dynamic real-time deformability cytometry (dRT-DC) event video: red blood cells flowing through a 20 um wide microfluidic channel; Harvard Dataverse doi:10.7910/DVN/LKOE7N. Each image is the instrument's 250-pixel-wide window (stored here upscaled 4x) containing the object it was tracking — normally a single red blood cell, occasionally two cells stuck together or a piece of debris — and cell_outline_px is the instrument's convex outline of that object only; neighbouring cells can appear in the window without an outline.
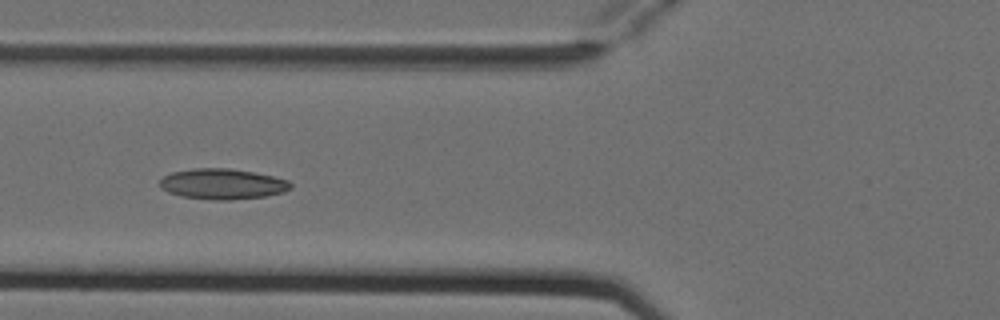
{"species": "Egyptian fruit bat (a non-hibernating species)", "species_latin": "Rousettus aegyptiacus", "temperature_condition": "cold", "stored_images_in_passage": 6, "camera_frame_rate_fps": 3000, "um_per_image_px": 0.085, "animal": {"sex": "female"}, "frame": {"image": 1, "passage_image": 4, "time_ms": 1.0, "image_size_px": [1000, 320], "cell_outline_px": [[292, 188], [284, 192], [264, 196], [232, 200], [212, 200], [180, 196], [168, 192], [160, 188], [160, 180], [164, 176], [172, 172], [192, 168], [228, 168], [252, 172], [272, 176], [288, 180], [292, 184]], "centroid_in_image_um": [18.9, 15.64], "position_along_channel_um": 106.9, "area_um2": 23.35}}
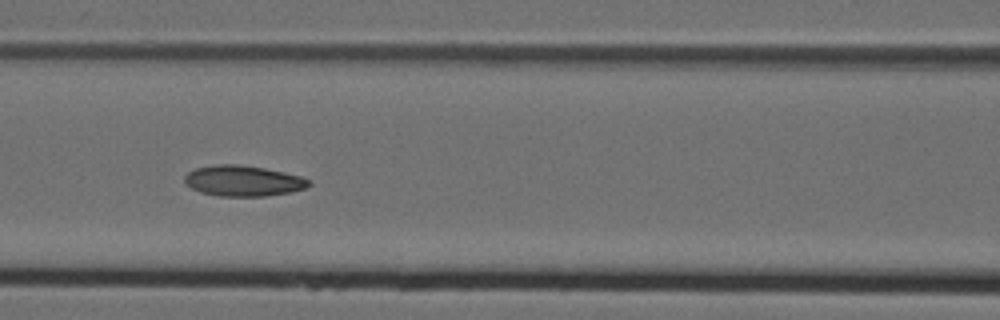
{"frame": {"image": 2, "passage_image": 5, "time_ms": 1.333, "image_size_px": [1000, 320], "cell_outline_px": [[312, 184], [308, 188], [292, 192], [264, 196], [220, 196], [200, 192], [192, 188], [184, 180], [184, 176], [188, 172], [196, 168], [216, 164], [240, 164], [264, 168], [284, 172], [300, 176], [308, 180]], "centroid_in_image_um": [20.69, 15.37], "position_along_channel_um": 145.9, "area_um2": 22.25}}
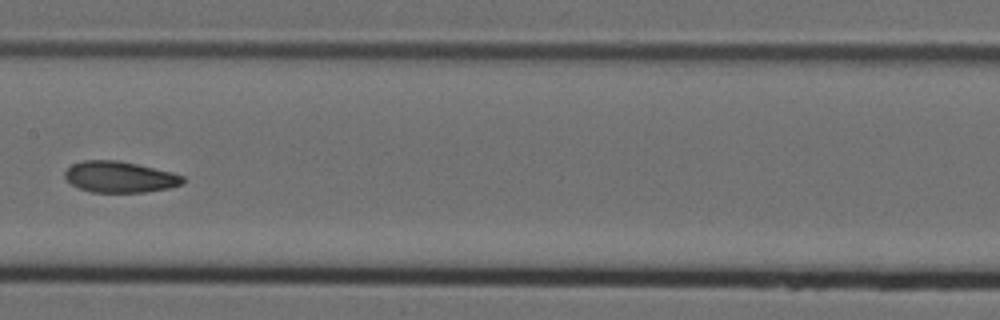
{"frame": {"image": 3, "passage_image": 6, "time_ms": 1.667, "image_size_px": [1000, 320], "cell_outline_px": [[184, 184], [168, 188], [144, 192], [92, 192], [76, 188], [64, 176], [64, 172], [72, 164], [84, 160], [120, 160], [172, 172], [184, 176]], "centroid_in_image_um": [10.18, 15.04], "position_along_channel_um": 197.2, "area_um2": 21.5}}